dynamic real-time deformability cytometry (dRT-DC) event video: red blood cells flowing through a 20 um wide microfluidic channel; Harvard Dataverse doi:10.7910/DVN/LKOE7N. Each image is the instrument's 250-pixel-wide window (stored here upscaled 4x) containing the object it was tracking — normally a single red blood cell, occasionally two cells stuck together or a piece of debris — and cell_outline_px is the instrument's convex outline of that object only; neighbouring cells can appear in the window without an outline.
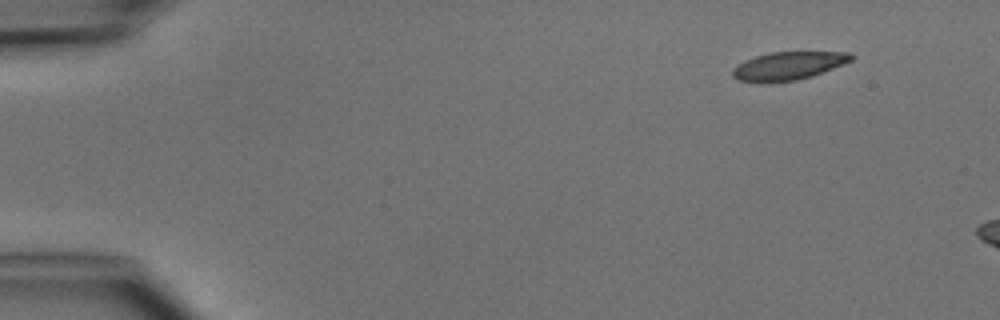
{"species": "common noctule bat (a hibernating species)", "species_latin": "Nyctalus noctula", "temperature_condition": "cold", "stored_images_in_passage": 3, "camera_frame_rate_fps": 3000, "um_per_image_px": 0.085, "animal": {"sex": "male", "body_mass_g": 15.6}, "frame": {"image": 1, "passage_image": 1, "time_ms": 0.0, "image_size_px": [1000, 320], "cell_outline_px": [[856, 56], [852, 60], [844, 64], [812, 76], [796, 80], [768, 84], [764, 84], [740, 80], [732, 76], [732, 68], [736, 64], [744, 60], [768, 52], [852, 52]], "centroid_in_image_um": [66.98, 5.61], "position_along_channel_um": 18.0, "area_um2": 19.88}}